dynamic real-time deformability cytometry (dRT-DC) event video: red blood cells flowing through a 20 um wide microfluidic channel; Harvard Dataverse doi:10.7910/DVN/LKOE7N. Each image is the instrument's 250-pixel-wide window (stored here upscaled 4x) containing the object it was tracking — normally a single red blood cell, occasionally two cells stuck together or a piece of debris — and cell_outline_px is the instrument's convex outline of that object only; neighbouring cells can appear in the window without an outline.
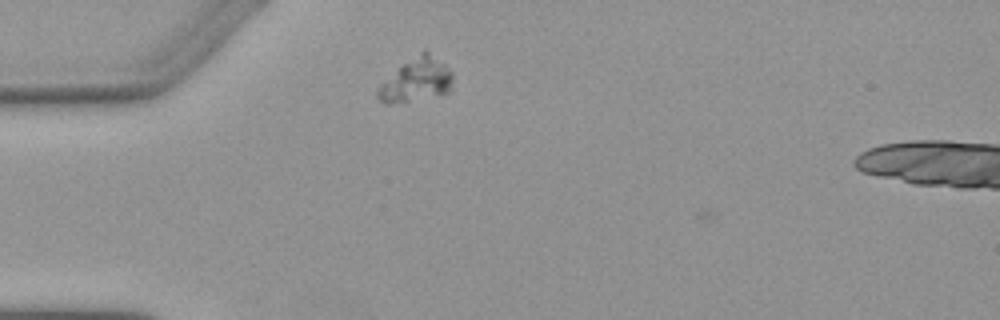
{"species": "Egyptian fruit bat (a non-hibernating species)", "species_latin": "Rousettus aegyptiacus", "temperature_condition": "warm", "stored_images_in_passage": 2, "camera_frame_rate_fps": 3000, "um_per_image_px": 0.085, "animal": {"sex": "female"}, "frame": {"image": 1, "passage_image": 2, "time_ms": 1.0, "image_size_px": [1000, 320], "cell_outline_px": [[452, 88], [448, 92], [440, 96], [392, 104], [384, 104], [376, 96], [376, 92], [380, 84], [404, 64], [420, 52], [428, 52], [444, 64], [452, 72]], "centroid_in_image_um": [35.39, 6.87], "position_along_channel_um": 49.6, "area_um2": 18.79}}